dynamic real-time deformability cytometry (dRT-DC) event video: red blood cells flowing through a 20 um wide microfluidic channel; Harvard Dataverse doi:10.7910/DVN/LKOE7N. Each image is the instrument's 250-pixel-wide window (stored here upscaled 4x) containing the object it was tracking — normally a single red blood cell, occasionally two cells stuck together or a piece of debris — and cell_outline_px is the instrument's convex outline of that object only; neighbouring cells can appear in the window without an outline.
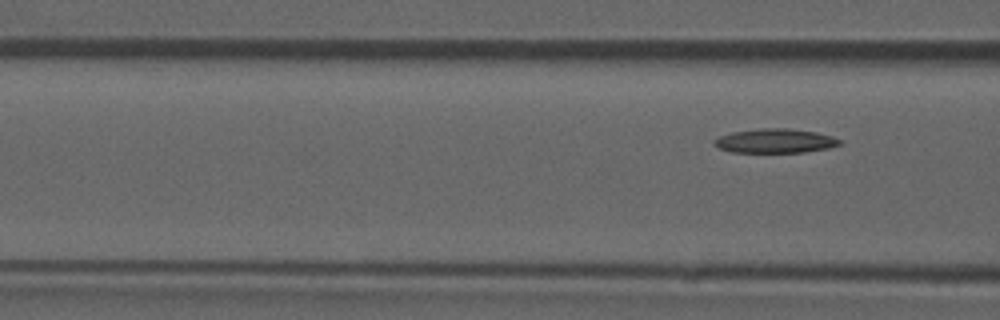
{"species": "common noctule bat (a hibernating species)", "species_latin": "Nyctalus noctula", "temperature_condition": "room temperature", "stored_images_in_passage": 7, "segment_of_instrument_passage": [2, 2], "camera_frame_rate_fps": 3000, "um_per_image_px": 0.085, "animal": {"sex": "male", "forearm_length_mm": 52.5}, "frame": {"image": 1, "passage_image": 7, "time_ms": 2.0, "image_size_px": [1000, 320], "cell_outline_px": [[840, 144], [828, 148], [804, 152], [732, 152], [720, 148], [712, 144], [712, 140], [720, 136], [732, 132], [764, 128], [784, 128], [816, 132], [832, 136], [840, 140]], "centroid_in_image_um": [65.86, 11.97], "position_along_channel_um": 100.7, "area_um2": 17.51}}